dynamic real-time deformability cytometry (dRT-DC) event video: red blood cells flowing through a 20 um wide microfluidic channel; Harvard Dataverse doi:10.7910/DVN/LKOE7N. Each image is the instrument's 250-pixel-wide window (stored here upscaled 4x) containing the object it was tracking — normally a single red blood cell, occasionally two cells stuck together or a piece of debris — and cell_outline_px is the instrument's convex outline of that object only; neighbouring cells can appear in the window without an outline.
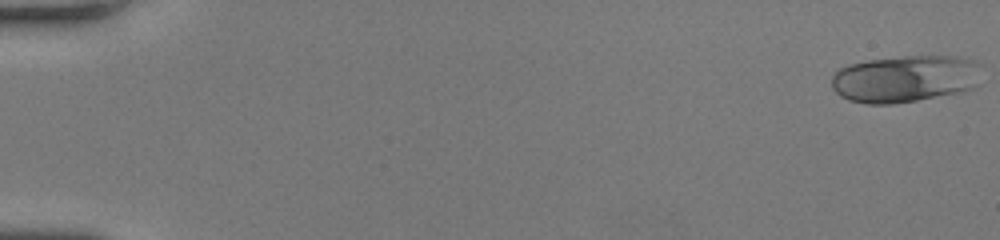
{"species": "human", "species_latin": "Homo sapiens", "temperature_condition": "room temperature", "stored_images_in_passage": 50, "camera_frame_rate_fps": 3000, "um_per_image_px": 0.085, "donor": {"sex": "female"}, "frame": {"image": 1, "passage_image": 1, "time_ms": 0.0, "image_size_px": [1000, 240], "cell_outline_px": [[980, 84], [964, 92], [892, 104], [868, 104], [848, 100], [840, 96], [832, 88], [832, 76], [840, 68], [848, 64], [868, 60], [904, 56], [956, 56], [976, 60], [980, 64]], "centroid_in_image_um": [76.97, 6.69], "position_along_channel_um": 8.0, "area_um2": 41.67}}
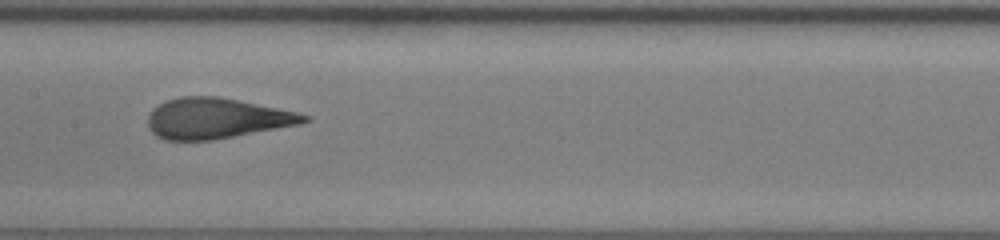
{"frame": {"image": 2, "passage_image": 27, "time_ms": 8.667, "image_size_px": [1000, 240], "cell_outline_px": [[312, 120], [300, 124], [212, 140], [164, 140], [156, 136], [148, 128], [148, 116], [152, 108], [168, 100], [180, 96], [216, 96], [240, 100], [296, 112], [312, 116]], "centroid_in_image_um": [18.4, 10.06], "position_along_channel_um": 189.0, "area_um2": 36.88}}
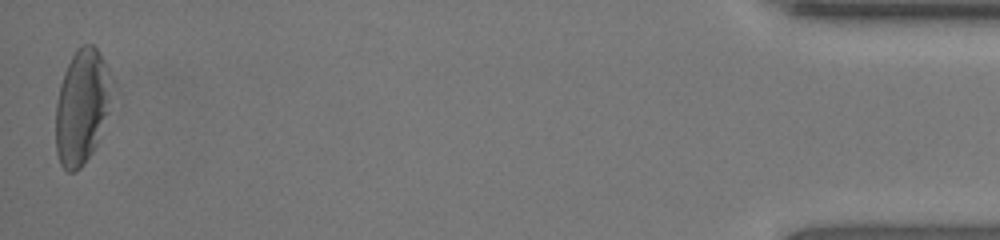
{"frame": {"image": 3, "passage_image": 50, "time_ms": 16.333, "image_size_px": [1000, 240], "cell_outline_px": [[108, 112], [96, 144], [92, 152], [84, 164], [76, 172], [68, 172], [60, 164], [56, 152], [56, 104], [60, 84], [64, 72], [76, 48], [84, 44], [92, 44], [100, 52], [104, 60]], "centroid_in_image_um": [6.86, 9.13], "position_along_channel_um": 428.3, "area_um2": 36.18}, "authors_computed_cell_mechanics": {"area_um2": 37.3388, "velocity_mm_per_s": 4.2499, "shape_relaxation_time_tau1_ms": 6.625, "shape_relaxation_time_tau2_ms": null, "deformation_change_tau1": 0.2053, "deformation_change_tau2": null}}